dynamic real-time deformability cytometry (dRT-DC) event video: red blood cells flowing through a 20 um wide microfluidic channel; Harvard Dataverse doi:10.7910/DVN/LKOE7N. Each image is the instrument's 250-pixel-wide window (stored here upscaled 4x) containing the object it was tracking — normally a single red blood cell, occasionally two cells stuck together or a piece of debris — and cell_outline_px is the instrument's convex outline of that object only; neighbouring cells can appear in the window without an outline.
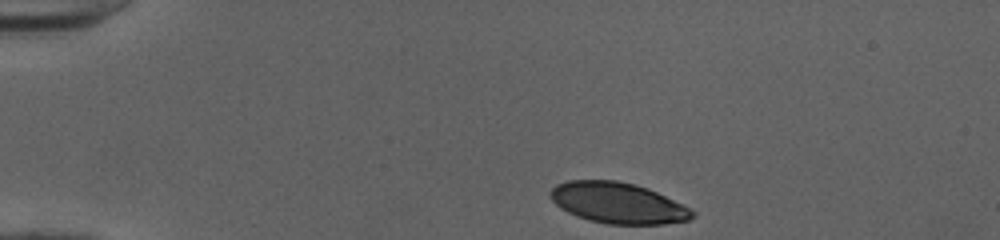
{"species": "human", "species_latin": "Homo sapiens", "temperature_condition": "cold", "stored_images_in_passage": 35, "camera_frame_rate_fps": 3000, "um_per_image_px": 0.085, "donor": {"sex": "female"}, "frame": {"image": 1, "passage_image": 1, "time_ms": 0.0, "image_size_px": [1000, 240], "cell_outline_px": [[696, 216], [688, 220], [664, 224], [608, 224], [588, 220], [576, 216], [560, 208], [548, 196], [548, 192], [556, 184], [568, 180], [616, 180], [636, 184], [648, 188], [684, 204], [696, 212]], "centroid_in_image_um": [52.52, 17.25], "position_along_channel_um": 32.5, "area_um2": 34.22}}
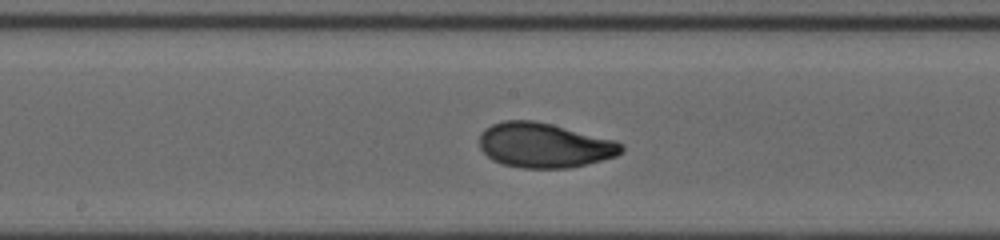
{"frame": {"image": 2, "passage_image": 19, "time_ms": 6.0, "image_size_px": [1000, 240], "cell_outline_px": [[624, 152], [616, 156], [568, 168], [520, 168], [504, 164], [492, 160], [480, 148], [480, 132], [484, 128], [492, 124], [504, 120], [532, 120], [552, 124], [616, 140], [624, 144]], "centroid_in_image_um": [46.27, 12.34], "position_along_channel_um": 201.9, "area_um2": 37.17}}
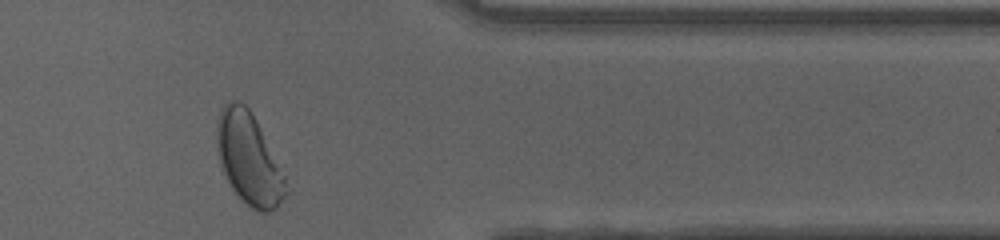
{"frame": {"image": 3, "passage_image": 34, "time_ms": 11.0, "image_size_px": [1000, 240], "cell_outline_px": [[288, 192], [276, 208], [268, 212], [260, 212], [252, 208], [232, 188], [224, 172], [220, 160], [216, 136], [216, 120], [220, 108], [228, 100], [236, 100], [244, 104], [248, 108], [256, 120], [284, 176]], "centroid_in_image_um": [21.13, 13.46], "position_along_channel_um": 390.3, "area_um2": 36.07}, "authors_computed_cell_mechanics": {"area_um2": 36.3562, "velocity_mm_per_s": 3.9999, "shape_relaxation_time_tau1_ms": 3.6137, "shape_relaxation_time_tau2_ms": 0.8421, "deformation_change_tau1": 0.1633, "deformation_change_tau2": 0.0575}}